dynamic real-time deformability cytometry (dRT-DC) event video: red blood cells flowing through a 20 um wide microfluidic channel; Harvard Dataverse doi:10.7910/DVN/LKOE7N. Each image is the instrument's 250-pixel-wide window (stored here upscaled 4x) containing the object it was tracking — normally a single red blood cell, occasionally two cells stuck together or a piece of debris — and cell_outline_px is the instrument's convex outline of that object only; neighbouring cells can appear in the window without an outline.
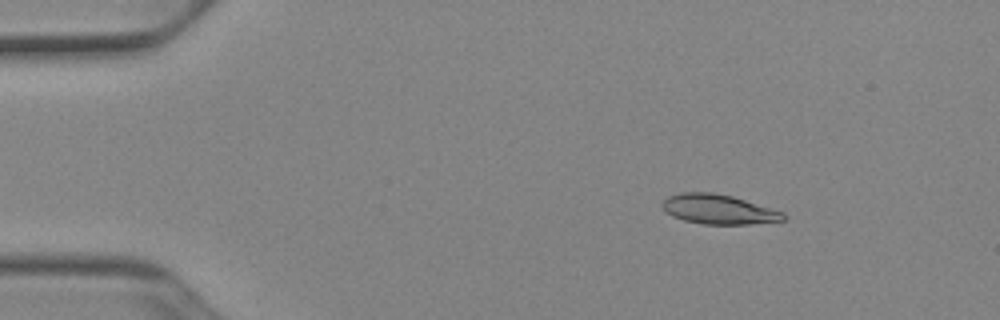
{"species": "Egyptian fruit bat (a non-hibernating species)", "species_latin": "Rousettus aegyptiacus", "temperature_condition": "cold", "stored_images_in_passage": 51, "camera_frame_rate_fps": 3000, "um_per_image_px": 0.085, "animal": {"sex": "female"}, "frame": {"image": 1, "passage_image": 7, "time_ms": 2.0, "image_size_px": [1000, 320], "cell_outline_px": [[784, 220], [748, 224], [704, 224], [684, 220], [672, 216], [664, 212], [660, 204], [668, 196], [680, 192], [712, 192], [732, 196], [784, 212]], "centroid_in_image_um": [61.01, 17.78], "position_along_channel_um": 24.0, "area_um2": 20.87}}
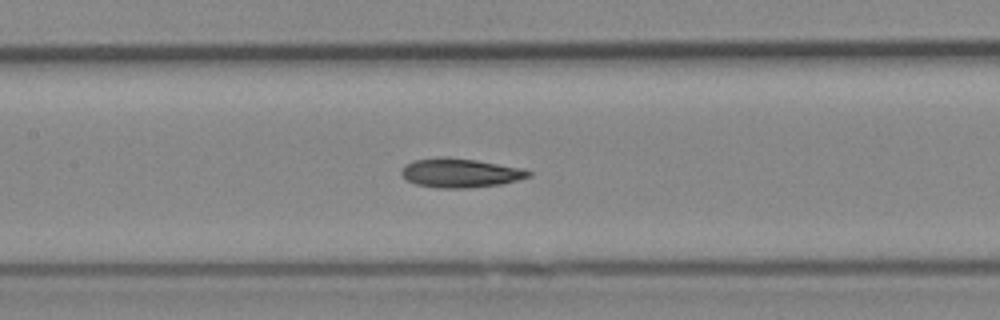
{"frame": {"image": 2, "passage_image": 24, "time_ms": 7.667, "image_size_px": [1000, 320], "cell_outline_px": [[532, 176], [500, 184], [468, 188], [436, 188], [416, 184], [408, 180], [400, 172], [400, 168], [404, 164], [412, 160], [440, 156], [448, 156], [476, 160], [520, 168], [532, 172]], "centroid_in_image_um": [39.06, 14.68], "position_along_channel_um": 168.3, "area_um2": 21.68}}
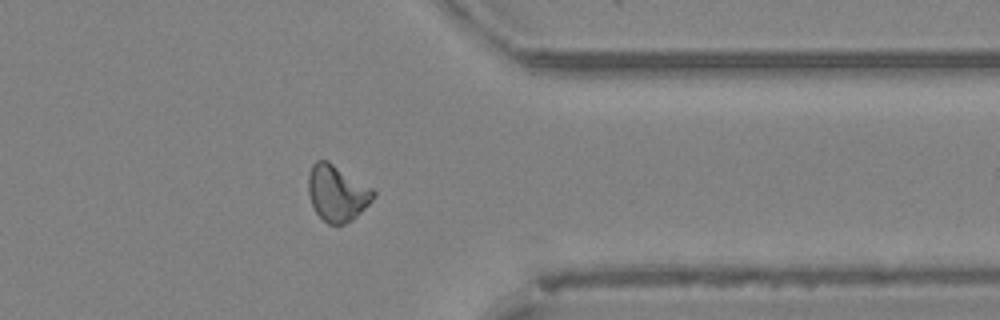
{"frame": {"image": 3, "passage_image": 41, "time_ms": 13.333, "image_size_px": [1000, 320], "cell_outline_px": [[376, 196], [352, 220], [344, 224], [328, 224], [316, 212], [312, 204], [308, 192], [308, 176], [312, 164], [316, 160], [328, 160], [372, 188], [376, 192]], "centroid_in_image_um": [28.64, 16.4], "position_along_channel_um": 382.8, "area_um2": 21.15}, "authors_computed_cell_mechanics": {"area_um2": 20.8658, "velocity_mm_per_s": 3.9249, "shape_relaxation_time_tau1_ms": 3.9536, "shape_relaxation_time_tau2_ms": 3.39, "deformation_change_tau1": 0.144, "deformation_change_tau2": 0.1146}}